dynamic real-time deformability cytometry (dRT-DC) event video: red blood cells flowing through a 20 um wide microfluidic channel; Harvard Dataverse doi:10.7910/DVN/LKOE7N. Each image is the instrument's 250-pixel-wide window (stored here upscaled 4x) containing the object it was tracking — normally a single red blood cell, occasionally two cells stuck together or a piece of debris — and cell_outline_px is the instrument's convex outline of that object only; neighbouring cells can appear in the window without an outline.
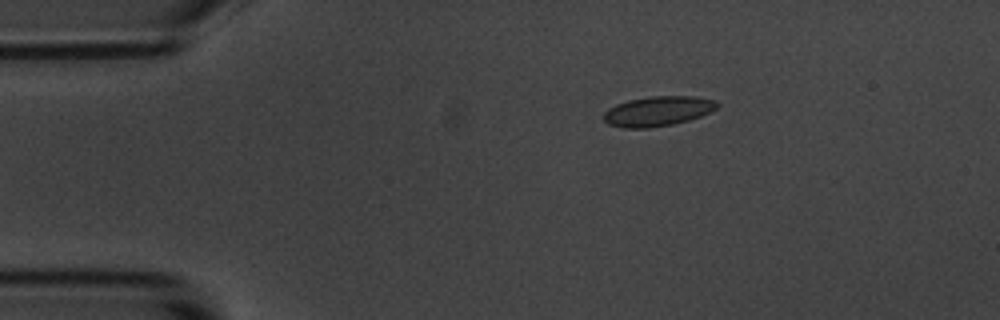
{"species": "common noctule bat (a hibernating species)", "species_latin": "Nyctalus noctula", "temperature_condition": "room temperature", "stored_images_in_passage": 6, "camera_frame_rate_fps": 3000, "um_per_image_px": 0.085, "animal": {"sex": "male", "body_mass_g": 20.1, "forearm_length_mm": 53.5}, "frame": {"image": 1, "passage_image": 3, "time_ms": 2.333, "image_size_px": [1000, 320], "cell_outline_px": [[720, 104], [716, 108], [700, 116], [688, 120], [672, 124], [648, 128], [624, 128], [608, 124], [604, 120], [604, 112], [608, 108], [616, 104], [628, 100], [648, 96], [696, 96], [716, 100]], "centroid_in_image_um": [55.9, 9.44], "position_along_channel_um": 29.1, "area_um2": 19.77}}
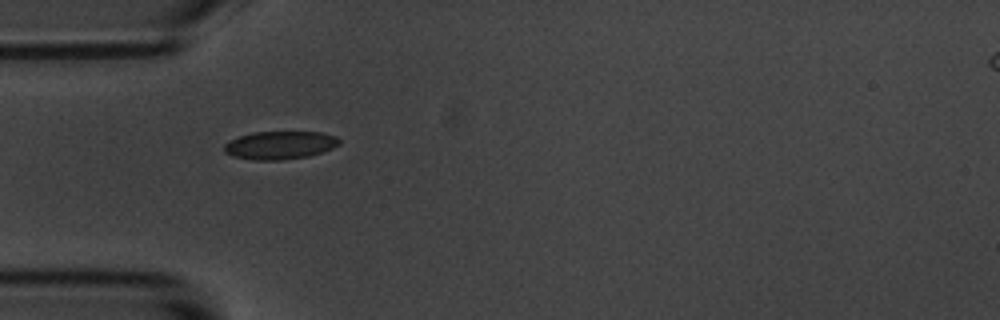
{"frame": {"image": 2, "passage_image": 5, "time_ms": 4.667, "image_size_px": [1000, 320], "cell_outline_px": [[340, 144], [324, 152], [308, 156], [284, 160], [252, 160], [232, 156], [224, 152], [224, 144], [240, 136], [252, 132], [320, 132], [336, 136], [340, 140]], "centroid_in_image_um": [23.81, 12.35], "position_along_channel_um": 61.2, "area_um2": 18.9}}